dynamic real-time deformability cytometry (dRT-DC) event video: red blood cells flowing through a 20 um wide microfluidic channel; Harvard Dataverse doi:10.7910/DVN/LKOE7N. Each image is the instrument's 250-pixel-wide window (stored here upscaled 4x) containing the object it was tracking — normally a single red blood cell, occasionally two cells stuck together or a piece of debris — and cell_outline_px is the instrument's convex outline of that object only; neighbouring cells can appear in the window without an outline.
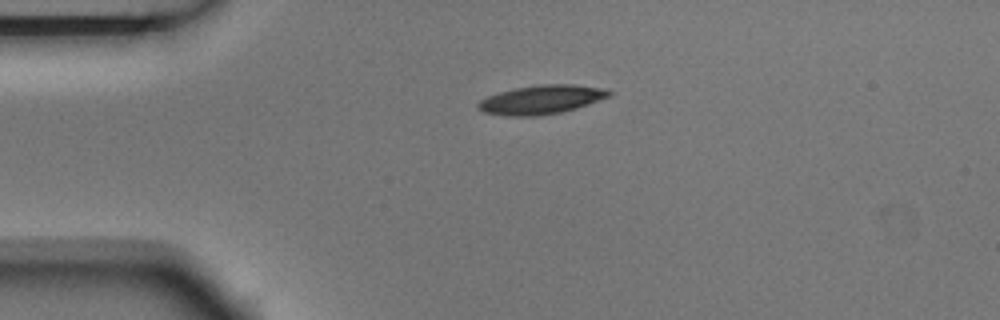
{"species": "Egyptian fruit bat (a non-hibernating species)", "species_latin": "Rousettus aegyptiacus", "temperature_condition": "room temperature", "stored_images_in_passage": 2, "camera_frame_rate_fps": 3000, "um_per_image_px": 0.085, "animal": {"sex": "male"}, "frame": {"image": 1, "passage_image": 1, "time_ms": 0.0, "image_size_px": [1000, 320], "cell_outline_px": [[612, 92], [608, 96], [588, 104], [576, 108], [560, 112], [536, 116], [508, 116], [484, 112], [476, 104], [480, 100], [488, 96], [500, 92], [516, 88], [544, 84], [572, 84], [600, 88]], "centroid_in_image_um": [45.98, 8.47], "position_along_channel_um": 39.0, "area_um2": 21.56}}